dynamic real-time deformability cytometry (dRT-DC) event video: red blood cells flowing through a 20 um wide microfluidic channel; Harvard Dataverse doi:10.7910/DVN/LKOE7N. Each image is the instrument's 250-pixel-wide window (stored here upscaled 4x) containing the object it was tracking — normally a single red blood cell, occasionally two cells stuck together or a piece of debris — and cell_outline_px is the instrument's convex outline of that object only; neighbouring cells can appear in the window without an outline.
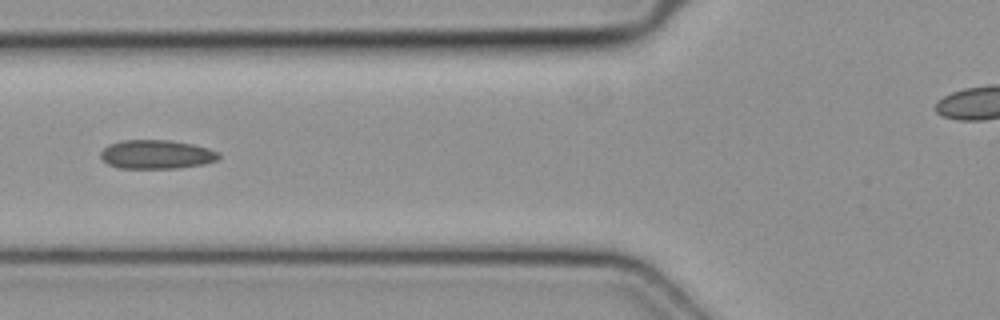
{"species": "common noctule bat (a hibernating species)", "species_latin": "Nyctalus noctula", "temperature_condition": "cold", "stored_images_in_passage": 2, "camera_frame_rate_fps": 3000, "um_per_image_px": 0.085, "animal": {"sex": "female", "body_mass_g": 19.3, "forearm_length_mm": 54.1}, "frame": {"image": 1, "passage_image": 2, "time_ms": 0.333, "image_size_px": [1000, 320], "cell_outline_px": [[220, 156], [216, 160], [204, 164], [176, 168], [116, 168], [108, 164], [100, 156], [100, 152], [108, 144], [124, 140], [172, 140], [192, 144], [208, 148], [220, 152]], "centroid_in_image_um": [13.3, 13.12], "position_along_channel_um": 112.5, "area_um2": 19.94}}